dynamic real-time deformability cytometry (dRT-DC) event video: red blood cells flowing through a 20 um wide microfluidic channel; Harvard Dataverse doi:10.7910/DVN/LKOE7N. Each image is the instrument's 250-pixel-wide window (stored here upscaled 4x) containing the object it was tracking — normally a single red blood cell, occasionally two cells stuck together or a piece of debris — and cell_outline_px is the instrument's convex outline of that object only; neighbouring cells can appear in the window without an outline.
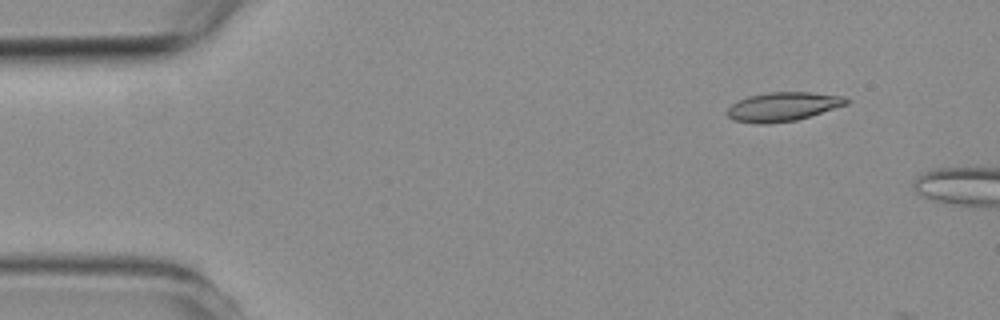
{"species": "common noctule bat (a hibernating species)", "species_latin": "Nyctalus noctula", "temperature_condition": "room temperature", "stored_images_in_passage": 2, "camera_frame_rate_fps": 3000, "um_per_image_px": 0.085, "animal": {"sex": "female", "body_mass_g": 19.3, "forearm_length_mm": 54.1}, "frame": {"image": 1, "passage_image": 1, "time_ms": 0.0, "image_size_px": [1000, 320], "cell_outline_px": [[852, 100], [848, 104], [796, 120], [768, 124], [756, 124], [732, 120], [724, 112], [732, 104], [748, 96], [768, 92], [808, 92], [844, 96]], "centroid_in_image_um": [66.53, 9.07], "position_along_channel_um": 18.5, "area_um2": 20.23}}